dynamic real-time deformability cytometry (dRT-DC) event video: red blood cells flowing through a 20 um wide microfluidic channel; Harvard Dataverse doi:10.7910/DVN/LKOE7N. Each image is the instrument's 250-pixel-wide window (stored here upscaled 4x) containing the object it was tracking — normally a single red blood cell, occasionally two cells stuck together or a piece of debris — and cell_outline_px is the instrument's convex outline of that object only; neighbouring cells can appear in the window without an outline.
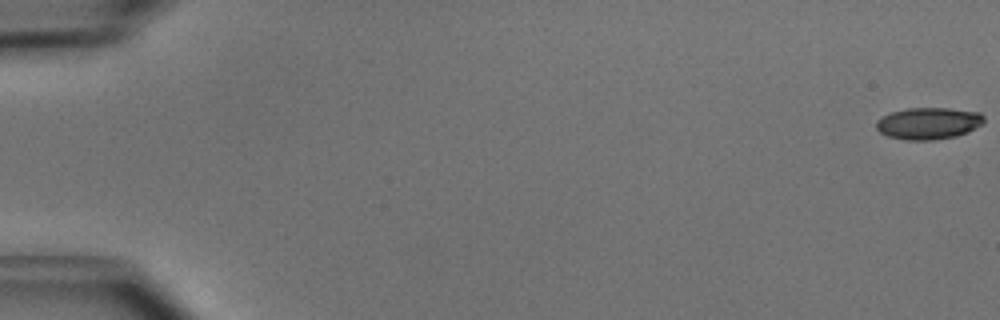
{"species": "common noctule bat (a hibernating species)", "species_latin": "Nyctalus noctula", "temperature_condition": "cold", "stored_images_in_passage": 52, "camera_frame_rate_fps": 3000, "um_per_image_px": 0.085, "animal": {"sex": "male", "body_mass_g": 15.6}, "frame": {"image": 1, "passage_image": 1, "time_ms": 0.0, "image_size_px": [1000, 320], "cell_outline_px": [[984, 124], [968, 132], [956, 136], [932, 140], [908, 140], [888, 136], [880, 132], [876, 128], [876, 120], [892, 112], [908, 108], [948, 108], [980, 112], [984, 116]], "centroid_in_image_um": [78.95, 10.48], "position_along_channel_um": 6.0, "area_um2": 20.0}}
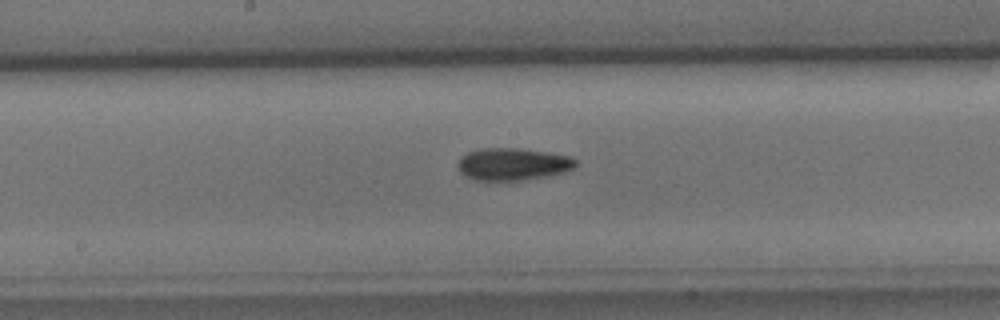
{"frame": {"image": 2, "passage_image": 28, "time_ms": 9.0, "image_size_px": [1000, 320], "cell_outline_px": [[576, 164], [572, 168], [564, 172], [544, 176], [520, 180], [476, 180], [460, 172], [456, 164], [460, 156], [468, 152], [480, 148], [516, 148], [548, 152], [572, 156], [576, 160]], "centroid_in_image_um": [43.56, 13.93], "position_along_channel_um": 204.6, "area_um2": 22.08}}
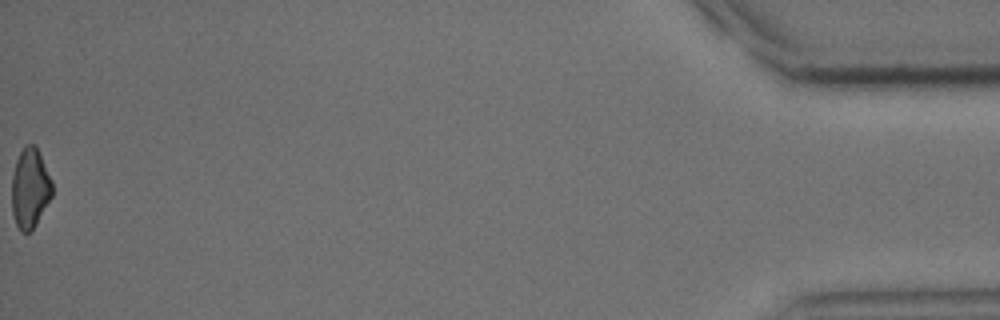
{"frame": {"image": 3, "passage_image": 52, "time_ms": 17.0, "image_size_px": [1000, 320], "cell_outline_px": [[52, 196], [36, 224], [28, 232], [20, 232], [16, 224], [12, 212], [12, 172], [16, 160], [24, 144], [36, 144], [52, 180]], "centroid_in_image_um": [2.55, 15.96], "position_along_channel_um": 432.7, "area_um2": 18.96}, "authors_computed_cell_mechanics": {"area_um2": 20.7791, "velocity_mm_per_s": 4.0022, "shape_relaxation_time_tau1_ms": 4.2122, "shape_relaxation_time_tau2_ms": null, "deformation_change_tau1": 0.1062, "deformation_change_tau2": null}}